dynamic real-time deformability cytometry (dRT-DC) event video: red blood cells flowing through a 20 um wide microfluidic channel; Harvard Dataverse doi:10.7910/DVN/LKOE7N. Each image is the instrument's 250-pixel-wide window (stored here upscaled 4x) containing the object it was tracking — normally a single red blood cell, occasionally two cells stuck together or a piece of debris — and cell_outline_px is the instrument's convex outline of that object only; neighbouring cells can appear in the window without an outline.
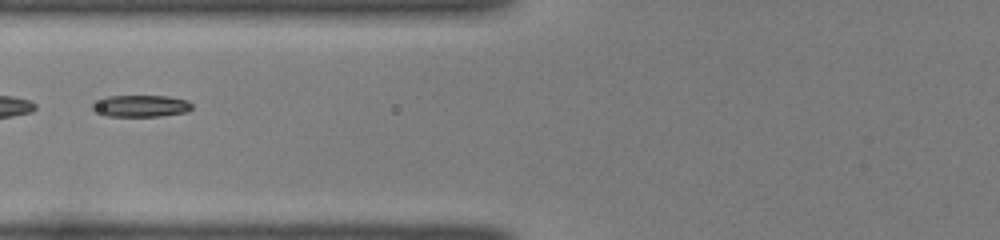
{"species": "common noctule bat (a hibernating species)", "species_latin": "Nyctalus noctula", "temperature_condition": "room temperature", "stored_images_in_passage": 42, "segment_of_instrument_passage": [2, 2], "camera_frame_rate_fps": 3000, "um_per_image_px": 0.085, "animal": {"sex": "female", "body_mass_g": 22.0, "forearm_length_mm": 56.7}, "frame": {"image": 1, "passage_image": 15, "time_ms": 4.667, "image_size_px": [1000, 240], "cell_outline_px": [[192, 108], [188, 112], [160, 116], [108, 116], [96, 112], [92, 108], [92, 104], [104, 96], [168, 96], [188, 100], [192, 104]], "centroid_in_image_um": [11.99, 9.0], "position_along_channel_um": 113.8, "area_um2": 12.72}}